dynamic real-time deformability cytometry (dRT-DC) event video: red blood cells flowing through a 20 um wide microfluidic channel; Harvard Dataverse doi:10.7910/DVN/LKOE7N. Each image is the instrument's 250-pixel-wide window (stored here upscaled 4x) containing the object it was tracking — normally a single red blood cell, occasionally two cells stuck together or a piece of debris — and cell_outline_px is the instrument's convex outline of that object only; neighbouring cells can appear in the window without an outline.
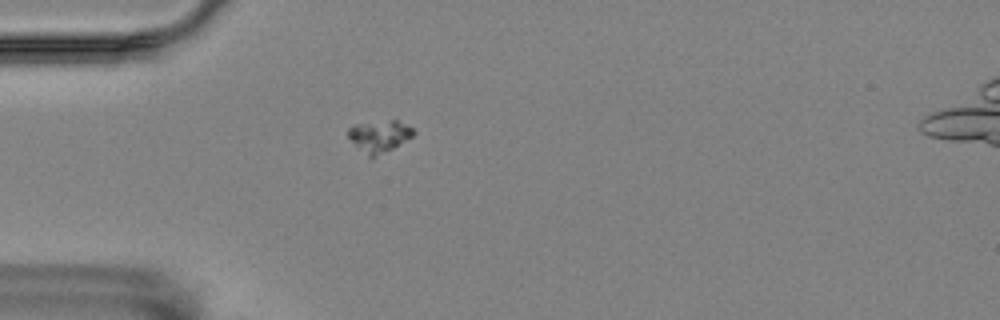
{"species": "Egyptian fruit bat (a non-hibernating species)", "species_latin": "Rousettus aegyptiacus", "temperature_condition": "room temperature", "stored_images_in_passage": 30, "camera_frame_rate_fps": 3000, "um_per_image_px": 0.085, "animal": {"sex": "female"}, "frame": {"image": 1, "passage_image": 2, "time_ms": 0.333, "image_size_px": [1000, 320], "cell_outline_px": [[416, 132], [412, 136], [392, 148], [372, 156], [368, 156], [348, 136], [348, 128], [352, 124], [392, 120], [396, 120], [412, 128]], "centroid_in_image_um": [32.24, 11.52], "position_along_channel_um": 52.8, "area_um2": 11.5}}
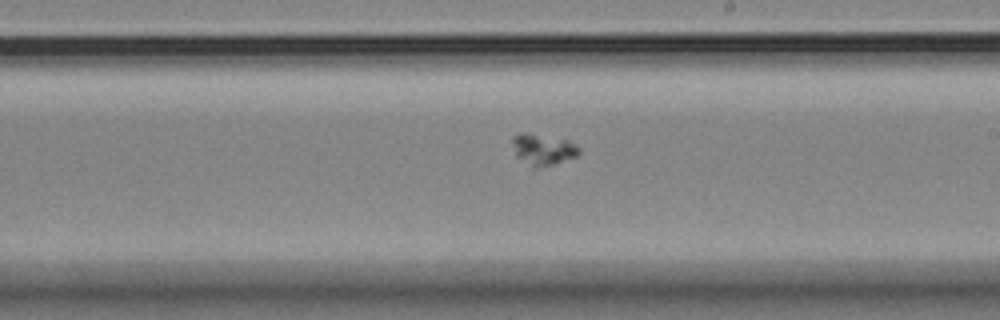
{"frame": {"image": 2, "passage_image": 19, "time_ms": 6.0, "image_size_px": [1000, 320], "cell_outline_px": [[580, 152], [576, 156], [552, 164], [536, 168], [532, 168], [516, 156], [512, 140], [512, 136], [520, 132], [532, 132], [568, 140], [576, 144], [580, 148]], "centroid_in_image_um": [46.13, 12.67], "position_along_channel_um": 242.9, "area_um2": 12.25}}
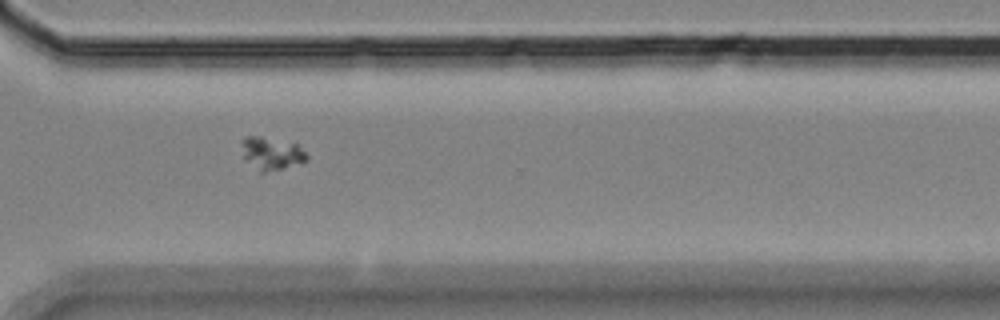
{"frame": {"image": 3, "passage_image": 28, "time_ms": 9.0, "image_size_px": [1000, 320], "cell_outline_px": [[308, 160], [284, 168], [264, 172], [260, 172], [244, 160], [240, 140], [244, 136], [260, 136], [296, 144], [308, 156]], "centroid_in_image_um": [23.01, 13.04], "position_along_channel_um": 347.6, "area_um2": 12.37}}